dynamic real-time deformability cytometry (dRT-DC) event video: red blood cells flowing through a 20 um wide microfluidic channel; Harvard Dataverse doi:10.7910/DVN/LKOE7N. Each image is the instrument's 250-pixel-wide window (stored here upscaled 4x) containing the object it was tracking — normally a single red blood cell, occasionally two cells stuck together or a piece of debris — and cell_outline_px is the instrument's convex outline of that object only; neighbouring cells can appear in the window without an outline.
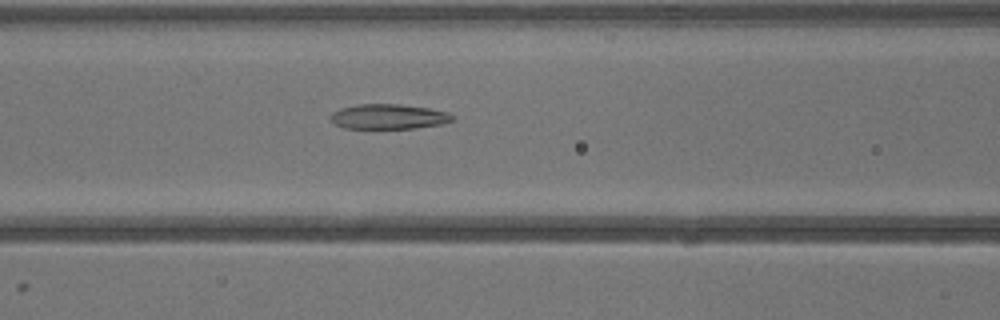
{"species": "common noctule bat (a hibernating species)", "species_latin": "Nyctalus noctula", "temperature_condition": "warm", "stored_images_in_passage": 40, "camera_frame_rate_fps": 3000, "um_per_image_px": 0.085, "animal": {"sex": "male", "body_mass_g": 13.3}, "frame": {"image": 1, "passage_image": 17, "time_ms": 5.333, "image_size_px": [1000, 320], "cell_outline_px": [[456, 116], [452, 120], [444, 124], [416, 128], [344, 128], [336, 124], [328, 116], [332, 112], [340, 108], [356, 104], [400, 104], [428, 108], [448, 112]], "centroid_in_image_um": [33.04, 9.9], "position_along_channel_um": 133.6, "area_um2": 17.86}}
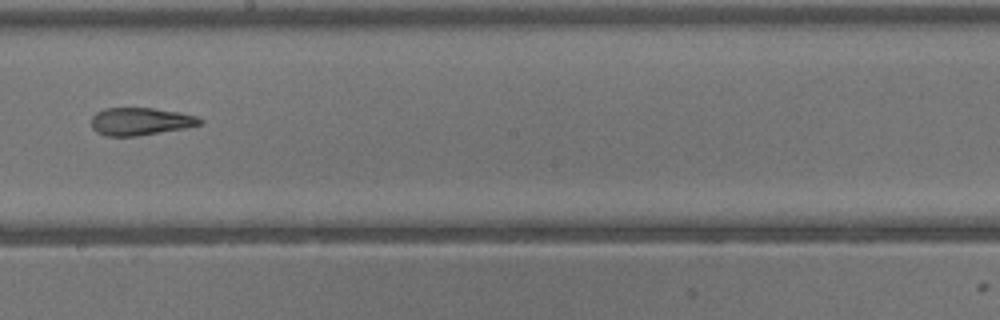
{"frame": {"image": 2, "passage_image": 23, "time_ms": 7.333, "image_size_px": [1000, 320], "cell_outline_px": [[204, 124], [184, 128], [136, 136], [108, 136], [96, 132], [92, 128], [92, 116], [96, 112], [104, 108], [152, 108], [180, 112], [196, 116], [204, 120]], "centroid_in_image_um": [11.95, 10.31], "position_along_channel_um": 236.3, "area_um2": 17.51}}
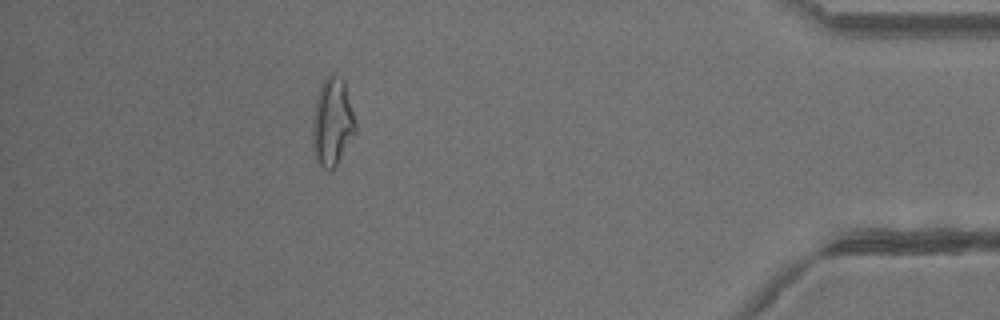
{"frame": {"image": 3, "passage_image": 36, "time_ms": 11.667, "image_size_px": [1000, 320], "cell_outline_px": [[356, 132], [336, 168], [332, 172], [324, 168], [316, 160], [312, 144], [312, 124], [316, 96], [324, 80], [328, 76], [340, 76], [344, 80], [356, 120]], "centroid_in_image_um": [28.26, 10.44], "position_along_channel_um": 406.9, "area_um2": 22.25}}